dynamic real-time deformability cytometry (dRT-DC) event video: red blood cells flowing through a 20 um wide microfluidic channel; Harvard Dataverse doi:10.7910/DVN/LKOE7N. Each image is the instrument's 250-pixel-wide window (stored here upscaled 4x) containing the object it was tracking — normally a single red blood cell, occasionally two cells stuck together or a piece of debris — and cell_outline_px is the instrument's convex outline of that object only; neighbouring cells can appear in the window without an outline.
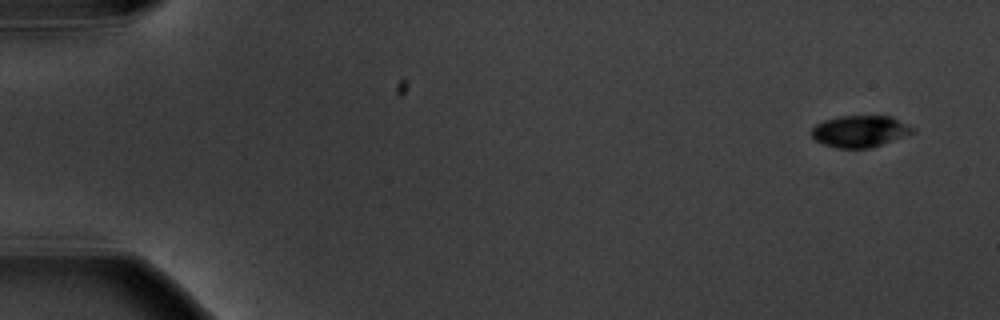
{"species": "common noctule bat (a hibernating species)", "species_latin": "Nyctalus noctula", "temperature_condition": "warm", "stored_images_in_passage": 5, "camera_frame_rate_fps": 3000, "um_per_image_px": 0.085, "animal": {"sex": "male", "body_mass_g": 20.1, "forearm_length_mm": 53.5}, "frame": {"image": 1, "passage_image": 1, "time_ms": 0.0, "image_size_px": [1000, 320], "cell_outline_px": [[916, 132], [872, 148], [836, 148], [820, 144], [812, 136], [812, 128], [816, 124], [824, 120], [840, 116], [892, 116], [916, 128]], "centroid_in_image_um": [73.12, 11.16], "position_along_channel_um": 11.9, "area_um2": 18.9}}
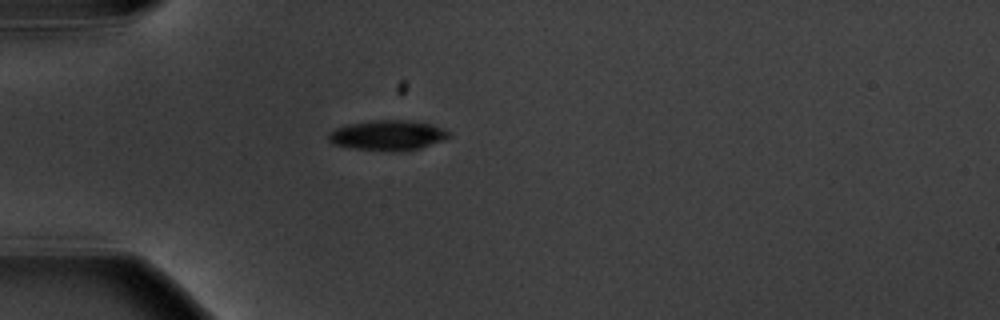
{"frame": {"image": 2, "passage_image": 5, "time_ms": 4.667, "image_size_px": [1000, 320], "cell_outline_px": [[452, 136], [444, 140], [420, 148], [400, 152], [352, 148], [332, 144], [328, 140], [328, 132], [336, 128], [348, 124], [372, 120], [412, 120], [432, 124], [452, 132]], "centroid_in_image_um": [32.99, 11.5], "position_along_channel_um": 52.0, "area_um2": 21.44}}